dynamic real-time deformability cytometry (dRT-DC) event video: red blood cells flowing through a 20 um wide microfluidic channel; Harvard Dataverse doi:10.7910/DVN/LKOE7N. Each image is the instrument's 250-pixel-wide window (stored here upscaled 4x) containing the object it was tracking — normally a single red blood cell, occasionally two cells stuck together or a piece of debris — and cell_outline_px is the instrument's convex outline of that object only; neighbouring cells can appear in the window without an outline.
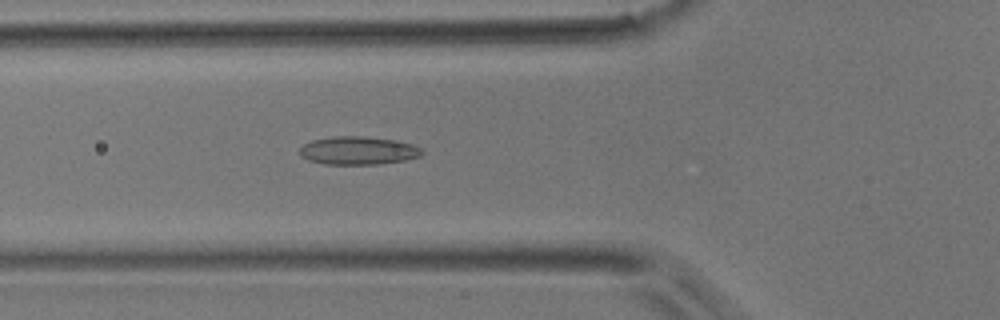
{"species": "common noctule bat (a hibernating species)", "species_latin": "Nyctalus noctula", "temperature_condition": "room temperature", "stored_images_in_passage": 41, "camera_frame_rate_fps": 3000, "um_per_image_px": 0.085, "animal": {"sex": "male", "body_mass_g": 17.9}, "frame": {"image": 1, "passage_image": 11, "time_ms": 3.333, "image_size_px": [1000, 320], "cell_outline_px": [[424, 152], [420, 156], [408, 160], [380, 164], [324, 164], [308, 160], [300, 156], [300, 148], [304, 144], [312, 140], [336, 136], [364, 136], [396, 140], [412, 144], [420, 148]], "centroid_in_image_um": [30.46, 12.8], "position_along_channel_um": 95.3, "area_um2": 20.17}}
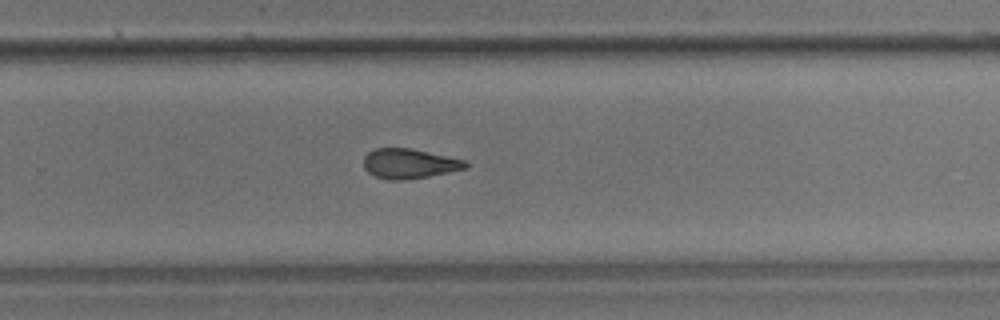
{"frame": {"image": 2, "passage_image": 25, "time_ms": 8.0, "image_size_px": [1000, 320], "cell_outline_px": [[468, 168], [428, 176], [404, 180], [388, 180], [376, 176], [368, 172], [364, 168], [364, 156], [368, 152], [376, 148], [412, 148], [464, 160], [468, 164]], "centroid_in_image_um": [34.77, 13.9], "position_along_channel_um": 295.0, "area_um2": 17.63}}
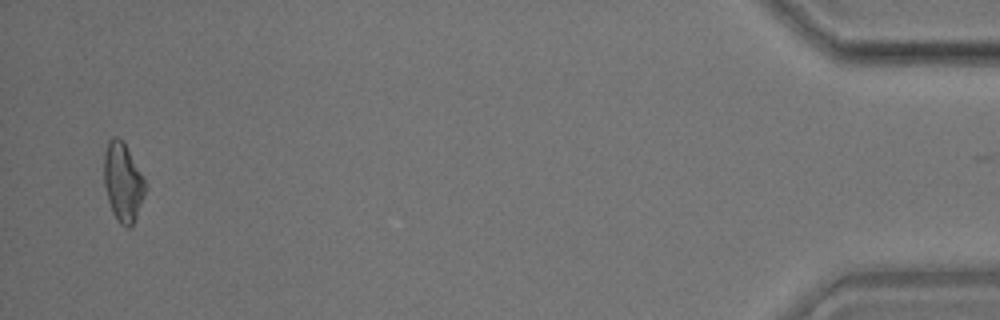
{"frame": {"image": 3, "passage_image": 40, "time_ms": 13.0, "image_size_px": [1000, 320], "cell_outline_px": [[144, 192], [132, 228], [128, 228], [120, 224], [116, 220], [112, 212], [108, 200], [104, 184], [104, 152], [108, 140], [112, 136], [116, 136], [124, 140], [144, 180]], "centroid_in_image_um": [10.4, 15.46], "position_along_channel_um": 424.8, "area_um2": 18.79}}